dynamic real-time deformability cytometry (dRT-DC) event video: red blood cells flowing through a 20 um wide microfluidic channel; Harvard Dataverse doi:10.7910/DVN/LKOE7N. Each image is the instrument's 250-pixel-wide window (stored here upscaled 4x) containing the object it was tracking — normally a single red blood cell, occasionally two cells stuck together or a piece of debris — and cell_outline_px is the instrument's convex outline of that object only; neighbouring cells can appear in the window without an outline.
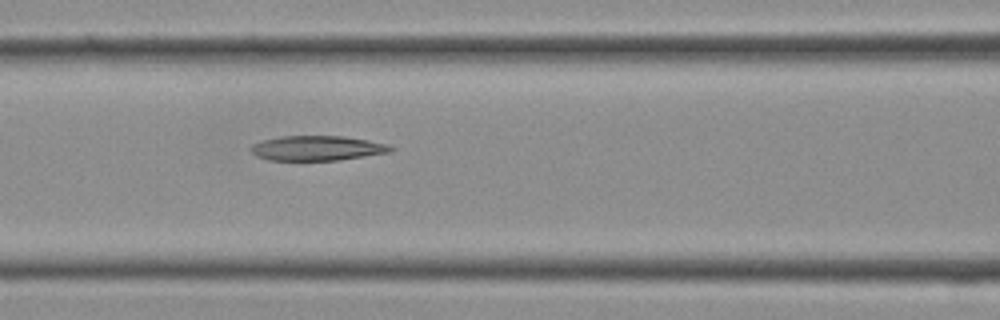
{"species": "Egyptian fruit bat (a non-hibernating species)", "species_latin": "Rousettus aegyptiacus", "temperature_condition": "cold", "stored_images_in_passage": 12, "camera_frame_rate_fps": 3000, "um_per_image_px": 0.085, "frame": {"image": 1, "passage_image": 12, "time_ms": 3.667, "image_size_px": [1000, 320], "cell_outline_px": [[396, 148], [392, 152], [340, 160], [268, 160], [256, 156], [252, 152], [252, 144], [260, 140], [280, 136], [344, 136], [368, 140], [388, 144]], "centroid_in_image_um": [26.99, 12.59], "position_along_channel_um": 139.6, "area_um2": 20.4}}